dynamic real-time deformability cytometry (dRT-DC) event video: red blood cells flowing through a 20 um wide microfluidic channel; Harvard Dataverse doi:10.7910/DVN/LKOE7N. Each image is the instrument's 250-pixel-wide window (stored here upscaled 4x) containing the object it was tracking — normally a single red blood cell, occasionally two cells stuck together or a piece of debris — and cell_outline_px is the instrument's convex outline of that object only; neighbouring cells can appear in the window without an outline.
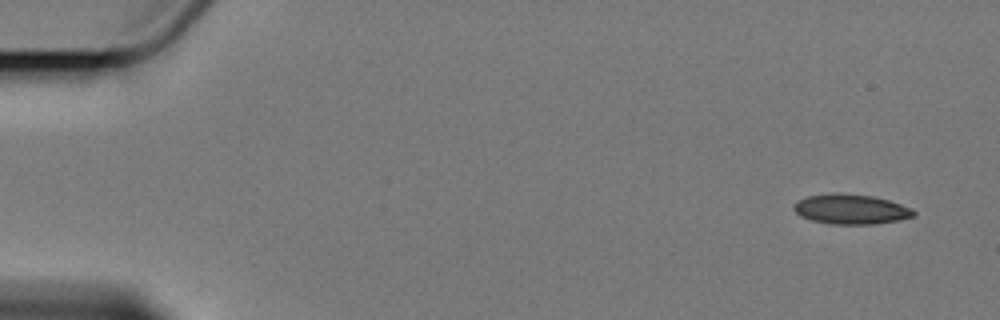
{"species": "Egyptian fruit bat (a non-hibernating species)", "species_latin": "Rousettus aegyptiacus", "temperature_condition": "cold", "stored_images_in_passage": 5, "camera_frame_rate_fps": 3000, "um_per_image_px": 0.085, "animal": {"sex": "female"}, "frame": {"image": 1, "passage_image": 1, "time_ms": 0.0, "image_size_px": [1000, 320], "cell_outline_px": [[916, 212], [912, 216], [896, 220], [872, 224], [832, 224], [812, 220], [800, 216], [792, 208], [792, 204], [796, 200], [808, 196], [828, 192], [840, 192], [872, 196], [888, 200], [912, 208]], "centroid_in_image_um": [72.25, 17.76], "position_along_channel_um": 12.8, "area_um2": 20.98}}